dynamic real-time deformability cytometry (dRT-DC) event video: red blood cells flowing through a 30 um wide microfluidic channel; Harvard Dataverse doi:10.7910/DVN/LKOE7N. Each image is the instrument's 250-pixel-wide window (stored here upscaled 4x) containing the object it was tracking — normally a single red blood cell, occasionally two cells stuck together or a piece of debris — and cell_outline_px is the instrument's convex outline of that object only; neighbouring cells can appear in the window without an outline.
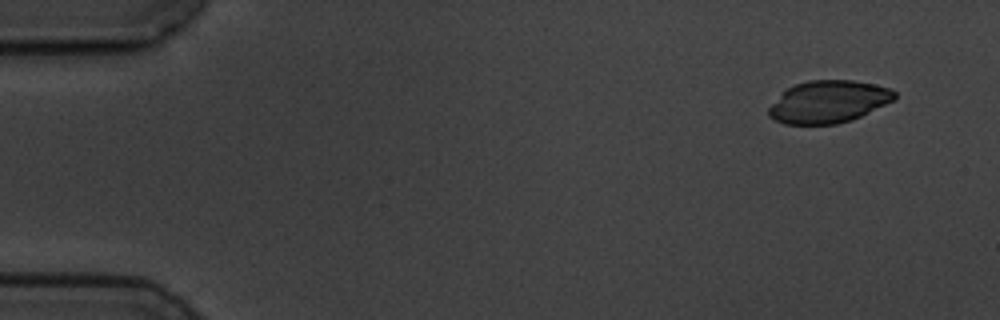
{"species": "common noctule bat (a hibernating species)", "species_latin": "Nyctalus noctula", "temperature_condition": "cold", "stored_images_in_passage": 5, "camera_frame_rate_fps": 3000, "um_per_image_px": 0.085, "animal": {"sex": "male", "body_mass_g": 19.5, "forearm_length_mm": 54.6}, "frame": {"image": 1, "passage_image": 1, "time_ms": 0.0, "image_size_px": [1000, 320], "cell_outline_px": [[896, 100], [852, 120], [836, 124], [784, 124], [768, 116], [768, 108], [788, 88], [796, 84], [808, 80], [852, 80], [892, 88], [896, 92]], "centroid_in_image_um": [70.46, 8.65], "position_along_channel_um": 14.5, "area_um2": 30.98}}